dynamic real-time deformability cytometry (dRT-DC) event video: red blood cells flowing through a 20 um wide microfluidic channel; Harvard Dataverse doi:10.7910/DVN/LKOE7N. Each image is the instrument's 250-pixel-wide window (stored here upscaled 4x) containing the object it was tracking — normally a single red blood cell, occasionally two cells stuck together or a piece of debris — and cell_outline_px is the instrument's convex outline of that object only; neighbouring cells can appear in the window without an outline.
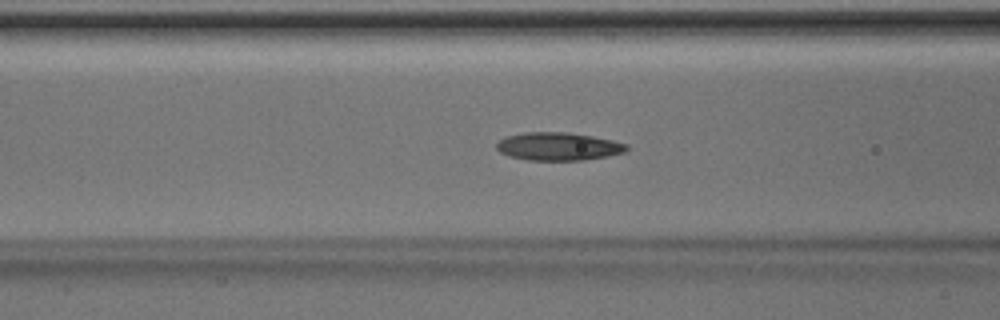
{"species": "Egyptian fruit bat (a non-hibernating species)", "species_latin": "Rousettus aegyptiacus", "temperature_condition": "room temperature", "stored_images_in_passage": 43, "camera_frame_rate_fps": 3000, "um_per_image_px": 0.085, "animal": {"sex": "male"}, "frame": {"image": 1, "passage_image": 13, "time_ms": 4.0, "image_size_px": [1000, 320], "cell_outline_px": [[628, 148], [624, 152], [584, 160], [528, 160], [508, 156], [500, 152], [496, 148], [496, 144], [500, 140], [508, 136], [524, 132], [568, 132], [592, 136], [612, 140], [628, 144]], "centroid_in_image_um": [47.43, 12.44], "position_along_channel_um": 119.2, "area_um2": 21.1}}
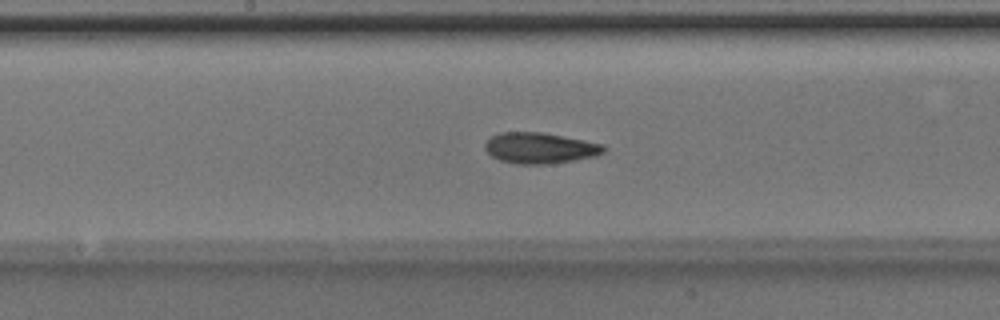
{"frame": {"image": 2, "passage_image": 19, "time_ms": 6.0, "image_size_px": [1000, 320], "cell_outline_px": [[608, 148], [604, 152], [596, 156], [548, 164], [516, 164], [500, 160], [492, 156], [484, 148], [484, 144], [492, 136], [500, 132], [544, 132], [604, 144]], "centroid_in_image_um": [45.91, 12.58], "position_along_channel_um": 202.3, "area_um2": 21.44}}
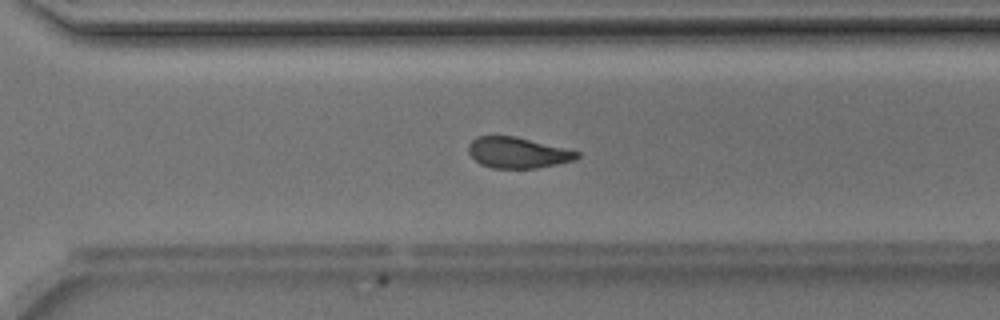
{"frame": {"image": 3, "passage_image": 28, "time_ms": 9.0, "image_size_px": [1000, 320], "cell_outline_px": [[580, 156], [572, 160], [556, 164], [536, 168], [492, 168], [480, 164], [468, 152], [468, 144], [476, 136], [516, 136], [580, 152]], "centroid_in_image_um": [43.97, 12.97], "position_along_channel_um": 326.6, "area_um2": 19.36}, "authors_computed_cell_mechanics": {"area_um2": 20.4034, "velocity_mm_per_s": 4.1562, "shape_relaxation_time_tau1_ms": 4.823, "shape_relaxation_time_tau2_ms": 2.7794, "deformation_change_tau1": 0.1388, "deformation_change_tau2": 0.0997}}